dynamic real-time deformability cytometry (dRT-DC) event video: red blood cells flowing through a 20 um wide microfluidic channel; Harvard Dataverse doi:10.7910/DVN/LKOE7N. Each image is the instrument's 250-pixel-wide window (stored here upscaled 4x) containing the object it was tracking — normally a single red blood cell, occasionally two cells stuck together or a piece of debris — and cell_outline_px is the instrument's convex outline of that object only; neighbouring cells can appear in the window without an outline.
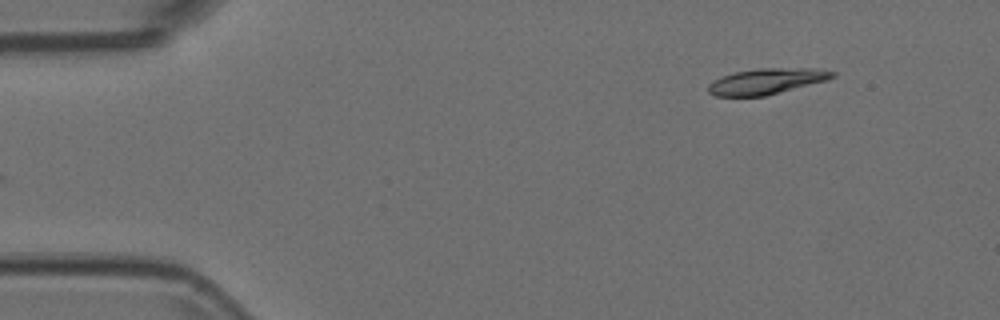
{"species": "Egyptian fruit bat (a non-hibernating species)", "species_latin": "Rousettus aegyptiacus", "temperature_condition": "room temperature", "stored_images_in_passage": 48, "camera_frame_rate_fps": 3000, "um_per_image_px": 0.085, "animal": {"sex": "female"}, "frame": {"image": 1, "passage_image": 1, "time_ms": 0.0, "image_size_px": [1000, 320], "cell_outline_px": [[836, 76], [828, 80], [764, 96], [716, 96], [708, 92], [708, 84], [724, 76], [736, 72], [760, 68], [820, 68], [836, 72]], "centroid_in_image_um": [65.22, 6.9], "position_along_channel_um": 19.8, "area_um2": 18.55}}
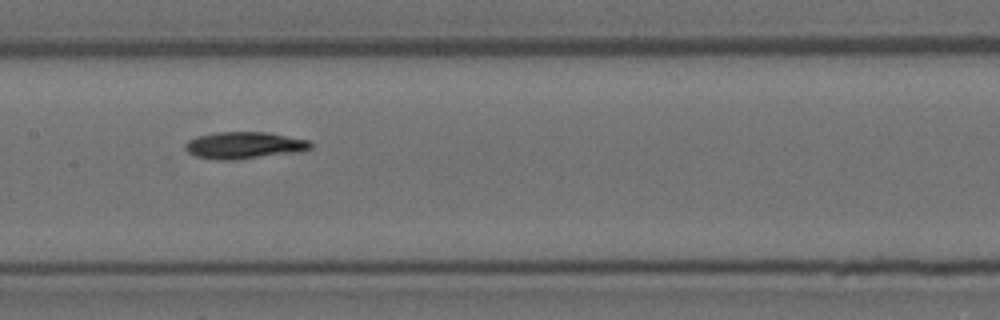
{"frame": {"image": 2, "passage_image": 21, "time_ms": 6.667, "image_size_px": [1000, 320], "cell_outline_px": [[316, 144], [312, 148], [300, 152], [236, 160], [216, 160], [196, 156], [188, 152], [184, 148], [184, 144], [188, 140], [196, 136], [216, 132], [268, 132], [308, 140]], "centroid_in_image_um": [20.78, 12.35], "position_along_channel_um": 186.6, "area_um2": 20.0}}
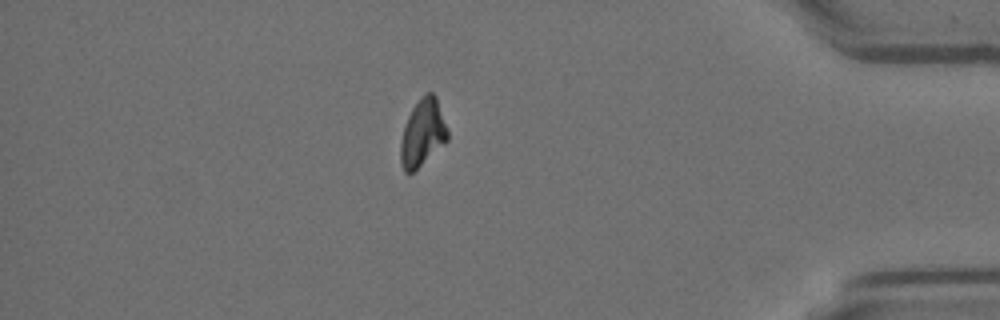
{"frame": {"image": 3, "passage_image": 41, "time_ms": 13.333, "image_size_px": [1000, 320], "cell_outline_px": [[448, 140], [412, 172], [404, 172], [400, 164], [400, 144], [404, 124], [412, 108], [424, 92], [432, 92], [436, 96], [448, 132]], "centroid_in_image_um": [35.9, 11.27], "position_along_channel_um": 399.3, "area_um2": 18.21}}